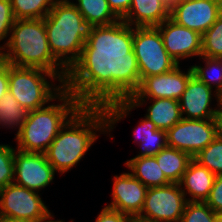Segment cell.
<instances>
[{"instance_id": "d590c367", "label": "cell", "mask_w": 222, "mask_h": 222, "mask_svg": "<svg viewBox=\"0 0 222 222\" xmlns=\"http://www.w3.org/2000/svg\"><path fill=\"white\" fill-rule=\"evenodd\" d=\"M9 90L8 65L0 72V99Z\"/></svg>"}, {"instance_id": "ee69618b", "label": "cell", "mask_w": 222, "mask_h": 222, "mask_svg": "<svg viewBox=\"0 0 222 222\" xmlns=\"http://www.w3.org/2000/svg\"><path fill=\"white\" fill-rule=\"evenodd\" d=\"M217 4L219 5V9L222 13V0H217Z\"/></svg>"}, {"instance_id": "74e56055", "label": "cell", "mask_w": 222, "mask_h": 222, "mask_svg": "<svg viewBox=\"0 0 222 222\" xmlns=\"http://www.w3.org/2000/svg\"><path fill=\"white\" fill-rule=\"evenodd\" d=\"M128 222H156V221L149 220L148 218H145L137 214V215H128Z\"/></svg>"}, {"instance_id": "9a60e30c", "label": "cell", "mask_w": 222, "mask_h": 222, "mask_svg": "<svg viewBox=\"0 0 222 222\" xmlns=\"http://www.w3.org/2000/svg\"><path fill=\"white\" fill-rule=\"evenodd\" d=\"M212 89L193 75L179 99L182 118L196 120L213 119L218 109L219 94L215 90L213 92ZM213 95L217 99V107L214 109L211 107Z\"/></svg>"}, {"instance_id": "484cf974", "label": "cell", "mask_w": 222, "mask_h": 222, "mask_svg": "<svg viewBox=\"0 0 222 222\" xmlns=\"http://www.w3.org/2000/svg\"><path fill=\"white\" fill-rule=\"evenodd\" d=\"M215 175L222 174V139L216 137L206 148L193 157Z\"/></svg>"}, {"instance_id": "7bdbcfd3", "label": "cell", "mask_w": 222, "mask_h": 222, "mask_svg": "<svg viewBox=\"0 0 222 222\" xmlns=\"http://www.w3.org/2000/svg\"><path fill=\"white\" fill-rule=\"evenodd\" d=\"M215 222H222V213H217V217H216Z\"/></svg>"}, {"instance_id": "4316f807", "label": "cell", "mask_w": 222, "mask_h": 222, "mask_svg": "<svg viewBox=\"0 0 222 222\" xmlns=\"http://www.w3.org/2000/svg\"><path fill=\"white\" fill-rule=\"evenodd\" d=\"M209 58L222 57V14L202 35V55Z\"/></svg>"}, {"instance_id": "e575fe53", "label": "cell", "mask_w": 222, "mask_h": 222, "mask_svg": "<svg viewBox=\"0 0 222 222\" xmlns=\"http://www.w3.org/2000/svg\"><path fill=\"white\" fill-rule=\"evenodd\" d=\"M113 13L122 20L128 13L132 0H107Z\"/></svg>"}, {"instance_id": "83f0119b", "label": "cell", "mask_w": 222, "mask_h": 222, "mask_svg": "<svg viewBox=\"0 0 222 222\" xmlns=\"http://www.w3.org/2000/svg\"><path fill=\"white\" fill-rule=\"evenodd\" d=\"M215 213L205 202L187 201L179 222H215Z\"/></svg>"}, {"instance_id": "bcb514c9", "label": "cell", "mask_w": 222, "mask_h": 222, "mask_svg": "<svg viewBox=\"0 0 222 222\" xmlns=\"http://www.w3.org/2000/svg\"><path fill=\"white\" fill-rule=\"evenodd\" d=\"M56 1L65 2V1H70V0H56Z\"/></svg>"}, {"instance_id": "4dcf8cb0", "label": "cell", "mask_w": 222, "mask_h": 222, "mask_svg": "<svg viewBox=\"0 0 222 222\" xmlns=\"http://www.w3.org/2000/svg\"><path fill=\"white\" fill-rule=\"evenodd\" d=\"M15 20L10 0H0V42L10 35Z\"/></svg>"}, {"instance_id": "60d3db41", "label": "cell", "mask_w": 222, "mask_h": 222, "mask_svg": "<svg viewBox=\"0 0 222 222\" xmlns=\"http://www.w3.org/2000/svg\"><path fill=\"white\" fill-rule=\"evenodd\" d=\"M54 217V215H52V213H50L43 221L41 222H65V221H62V220H52Z\"/></svg>"}, {"instance_id": "d6986e66", "label": "cell", "mask_w": 222, "mask_h": 222, "mask_svg": "<svg viewBox=\"0 0 222 222\" xmlns=\"http://www.w3.org/2000/svg\"><path fill=\"white\" fill-rule=\"evenodd\" d=\"M125 165L130 174L147 188L165 186L171 182L165 177L155 156L130 158Z\"/></svg>"}, {"instance_id": "44dd1931", "label": "cell", "mask_w": 222, "mask_h": 222, "mask_svg": "<svg viewBox=\"0 0 222 222\" xmlns=\"http://www.w3.org/2000/svg\"><path fill=\"white\" fill-rule=\"evenodd\" d=\"M155 158L165 177L171 183H179L189 162L193 159L188 153L166 146L159 151Z\"/></svg>"}, {"instance_id": "4fadbf2b", "label": "cell", "mask_w": 222, "mask_h": 222, "mask_svg": "<svg viewBox=\"0 0 222 222\" xmlns=\"http://www.w3.org/2000/svg\"><path fill=\"white\" fill-rule=\"evenodd\" d=\"M55 173L56 171L47 161L45 153L15 149L13 183L40 192L52 183Z\"/></svg>"}, {"instance_id": "e0dca14e", "label": "cell", "mask_w": 222, "mask_h": 222, "mask_svg": "<svg viewBox=\"0 0 222 222\" xmlns=\"http://www.w3.org/2000/svg\"><path fill=\"white\" fill-rule=\"evenodd\" d=\"M171 0H132L127 15L122 19L132 27L157 26L170 18Z\"/></svg>"}, {"instance_id": "f546056e", "label": "cell", "mask_w": 222, "mask_h": 222, "mask_svg": "<svg viewBox=\"0 0 222 222\" xmlns=\"http://www.w3.org/2000/svg\"><path fill=\"white\" fill-rule=\"evenodd\" d=\"M141 151L135 157L155 156L167 146L166 131L157 129V137H149L139 144Z\"/></svg>"}, {"instance_id": "8d00e7d4", "label": "cell", "mask_w": 222, "mask_h": 222, "mask_svg": "<svg viewBox=\"0 0 222 222\" xmlns=\"http://www.w3.org/2000/svg\"><path fill=\"white\" fill-rule=\"evenodd\" d=\"M213 121L215 124L216 137L222 139V110L219 107L213 116Z\"/></svg>"}, {"instance_id": "ab89813d", "label": "cell", "mask_w": 222, "mask_h": 222, "mask_svg": "<svg viewBox=\"0 0 222 222\" xmlns=\"http://www.w3.org/2000/svg\"><path fill=\"white\" fill-rule=\"evenodd\" d=\"M8 65L7 58L3 52V50L0 49V72Z\"/></svg>"}, {"instance_id": "f1b7e54d", "label": "cell", "mask_w": 222, "mask_h": 222, "mask_svg": "<svg viewBox=\"0 0 222 222\" xmlns=\"http://www.w3.org/2000/svg\"><path fill=\"white\" fill-rule=\"evenodd\" d=\"M15 149L9 144H0V189L14 181Z\"/></svg>"}, {"instance_id": "cb8c5ba5", "label": "cell", "mask_w": 222, "mask_h": 222, "mask_svg": "<svg viewBox=\"0 0 222 222\" xmlns=\"http://www.w3.org/2000/svg\"><path fill=\"white\" fill-rule=\"evenodd\" d=\"M56 0H10L16 20L44 19Z\"/></svg>"}, {"instance_id": "9c48e42d", "label": "cell", "mask_w": 222, "mask_h": 222, "mask_svg": "<svg viewBox=\"0 0 222 222\" xmlns=\"http://www.w3.org/2000/svg\"><path fill=\"white\" fill-rule=\"evenodd\" d=\"M186 203L179 183L150 187L139 215L156 222H179Z\"/></svg>"}, {"instance_id": "ffe728a7", "label": "cell", "mask_w": 222, "mask_h": 222, "mask_svg": "<svg viewBox=\"0 0 222 222\" xmlns=\"http://www.w3.org/2000/svg\"><path fill=\"white\" fill-rule=\"evenodd\" d=\"M146 118L151 120L157 129L167 131L182 119L179 100L168 98L150 99Z\"/></svg>"}, {"instance_id": "f35d334b", "label": "cell", "mask_w": 222, "mask_h": 222, "mask_svg": "<svg viewBox=\"0 0 222 222\" xmlns=\"http://www.w3.org/2000/svg\"><path fill=\"white\" fill-rule=\"evenodd\" d=\"M0 222H33L25 219L14 218L10 216H0Z\"/></svg>"}, {"instance_id": "ba28073f", "label": "cell", "mask_w": 222, "mask_h": 222, "mask_svg": "<svg viewBox=\"0 0 222 222\" xmlns=\"http://www.w3.org/2000/svg\"><path fill=\"white\" fill-rule=\"evenodd\" d=\"M133 50L140 80L170 72L178 66L165 49L161 33L156 26L133 27Z\"/></svg>"}, {"instance_id": "3957f363", "label": "cell", "mask_w": 222, "mask_h": 222, "mask_svg": "<svg viewBox=\"0 0 222 222\" xmlns=\"http://www.w3.org/2000/svg\"><path fill=\"white\" fill-rule=\"evenodd\" d=\"M9 36L4 45H0L8 64L40 68L54 73L65 82L67 70L51 53L44 19L15 20Z\"/></svg>"}, {"instance_id": "30bf717a", "label": "cell", "mask_w": 222, "mask_h": 222, "mask_svg": "<svg viewBox=\"0 0 222 222\" xmlns=\"http://www.w3.org/2000/svg\"><path fill=\"white\" fill-rule=\"evenodd\" d=\"M38 193L15 183L0 189V216L43 221L51 212Z\"/></svg>"}, {"instance_id": "f6af8a7d", "label": "cell", "mask_w": 222, "mask_h": 222, "mask_svg": "<svg viewBox=\"0 0 222 222\" xmlns=\"http://www.w3.org/2000/svg\"><path fill=\"white\" fill-rule=\"evenodd\" d=\"M220 62V66H221V73H222V57L221 58H217Z\"/></svg>"}, {"instance_id": "2e32d148", "label": "cell", "mask_w": 222, "mask_h": 222, "mask_svg": "<svg viewBox=\"0 0 222 222\" xmlns=\"http://www.w3.org/2000/svg\"><path fill=\"white\" fill-rule=\"evenodd\" d=\"M113 180V200L106 206L127 215L140 214L148 188L130 172L115 175Z\"/></svg>"}, {"instance_id": "8fae6325", "label": "cell", "mask_w": 222, "mask_h": 222, "mask_svg": "<svg viewBox=\"0 0 222 222\" xmlns=\"http://www.w3.org/2000/svg\"><path fill=\"white\" fill-rule=\"evenodd\" d=\"M167 146L188 153L192 158L206 148L215 138L213 119L182 118L166 131Z\"/></svg>"}, {"instance_id": "6da1fadb", "label": "cell", "mask_w": 222, "mask_h": 222, "mask_svg": "<svg viewBox=\"0 0 222 222\" xmlns=\"http://www.w3.org/2000/svg\"><path fill=\"white\" fill-rule=\"evenodd\" d=\"M140 82L133 27L119 20L94 26L79 59L67 71L64 87L83 106H104L129 99Z\"/></svg>"}, {"instance_id": "5bb4252c", "label": "cell", "mask_w": 222, "mask_h": 222, "mask_svg": "<svg viewBox=\"0 0 222 222\" xmlns=\"http://www.w3.org/2000/svg\"><path fill=\"white\" fill-rule=\"evenodd\" d=\"M168 54L178 63L181 59L202 55V35L180 26L170 18L156 26Z\"/></svg>"}, {"instance_id": "7a4b0ae2", "label": "cell", "mask_w": 222, "mask_h": 222, "mask_svg": "<svg viewBox=\"0 0 222 222\" xmlns=\"http://www.w3.org/2000/svg\"><path fill=\"white\" fill-rule=\"evenodd\" d=\"M100 134L108 133L103 106H82L61 128L47 148V161L62 174L72 169L86 155Z\"/></svg>"}, {"instance_id": "d6a6232c", "label": "cell", "mask_w": 222, "mask_h": 222, "mask_svg": "<svg viewBox=\"0 0 222 222\" xmlns=\"http://www.w3.org/2000/svg\"><path fill=\"white\" fill-rule=\"evenodd\" d=\"M133 134L138 141V144H140L149 137H157V128L151 120L144 116V119H141L138 123V127L135 128Z\"/></svg>"}, {"instance_id": "d4e9b609", "label": "cell", "mask_w": 222, "mask_h": 222, "mask_svg": "<svg viewBox=\"0 0 222 222\" xmlns=\"http://www.w3.org/2000/svg\"><path fill=\"white\" fill-rule=\"evenodd\" d=\"M202 62L205 63V67L200 65H193V75L207 86L214 88L215 91L222 92V73L220 62L217 58H209L201 56Z\"/></svg>"}, {"instance_id": "1f68e13d", "label": "cell", "mask_w": 222, "mask_h": 222, "mask_svg": "<svg viewBox=\"0 0 222 222\" xmlns=\"http://www.w3.org/2000/svg\"><path fill=\"white\" fill-rule=\"evenodd\" d=\"M205 203L215 212L222 213V174L216 175Z\"/></svg>"}, {"instance_id": "b9f144b4", "label": "cell", "mask_w": 222, "mask_h": 222, "mask_svg": "<svg viewBox=\"0 0 222 222\" xmlns=\"http://www.w3.org/2000/svg\"><path fill=\"white\" fill-rule=\"evenodd\" d=\"M218 107L222 110V92L218 95Z\"/></svg>"}, {"instance_id": "8992f818", "label": "cell", "mask_w": 222, "mask_h": 222, "mask_svg": "<svg viewBox=\"0 0 222 222\" xmlns=\"http://www.w3.org/2000/svg\"><path fill=\"white\" fill-rule=\"evenodd\" d=\"M192 76V67H189L185 73L181 71L179 64L170 72L143 78L129 99L113 101L103 106L107 115L109 133L118 121L129 115L130 111L145 105L146 99L147 101L157 98L179 100Z\"/></svg>"}, {"instance_id": "603a6c76", "label": "cell", "mask_w": 222, "mask_h": 222, "mask_svg": "<svg viewBox=\"0 0 222 222\" xmlns=\"http://www.w3.org/2000/svg\"><path fill=\"white\" fill-rule=\"evenodd\" d=\"M28 111L23 108L9 91L0 99V126L18 128L16 135L24 125ZM16 127V128H15Z\"/></svg>"}, {"instance_id": "7402d4cb", "label": "cell", "mask_w": 222, "mask_h": 222, "mask_svg": "<svg viewBox=\"0 0 222 222\" xmlns=\"http://www.w3.org/2000/svg\"><path fill=\"white\" fill-rule=\"evenodd\" d=\"M76 2L72 1L73 5L82 14L84 20L93 26H108L120 20L110 9L107 0H76Z\"/></svg>"}, {"instance_id": "7c38bea8", "label": "cell", "mask_w": 222, "mask_h": 222, "mask_svg": "<svg viewBox=\"0 0 222 222\" xmlns=\"http://www.w3.org/2000/svg\"><path fill=\"white\" fill-rule=\"evenodd\" d=\"M215 0H171L170 19L203 35L221 15Z\"/></svg>"}, {"instance_id": "836d02e7", "label": "cell", "mask_w": 222, "mask_h": 222, "mask_svg": "<svg viewBox=\"0 0 222 222\" xmlns=\"http://www.w3.org/2000/svg\"><path fill=\"white\" fill-rule=\"evenodd\" d=\"M95 222H128V215L105 206Z\"/></svg>"}, {"instance_id": "ac0fdd59", "label": "cell", "mask_w": 222, "mask_h": 222, "mask_svg": "<svg viewBox=\"0 0 222 222\" xmlns=\"http://www.w3.org/2000/svg\"><path fill=\"white\" fill-rule=\"evenodd\" d=\"M215 177V174L192 159L179 182L185 197L187 194L191 196L186 200L205 202L213 187Z\"/></svg>"}, {"instance_id": "277c9868", "label": "cell", "mask_w": 222, "mask_h": 222, "mask_svg": "<svg viewBox=\"0 0 222 222\" xmlns=\"http://www.w3.org/2000/svg\"><path fill=\"white\" fill-rule=\"evenodd\" d=\"M44 24L51 53L68 71L79 59L94 26L84 20L71 1H57L44 18Z\"/></svg>"}, {"instance_id": "5b68a950", "label": "cell", "mask_w": 222, "mask_h": 222, "mask_svg": "<svg viewBox=\"0 0 222 222\" xmlns=\"http://www.w3.org/2000/svg\"><path fill=\"white\" fill-rule=\"evenodd\" d=\"M58 104H50L28 111L24 125L15 135L16 149L24 152L45 153L61 128L83 106L68 90L58 96Z\"/></svg>"}, {"instance_id": "52a82bcc", "label": "cell", "mask_w": 222, "mask_h": 222, "mask_svg": "<svg viewBox=\"0 0 222 222\" xmlns=\"http://www.w3.org/2000/svg\"><path fill=\"white\" fill-rule=\"evenodd\" d=\"M59 81L60 85L50 83ZM9 92L27 111L45 107L65 89L64 82L54 73L40 68L16 67L8 64Z\"/></svg>"}]
</instances>
